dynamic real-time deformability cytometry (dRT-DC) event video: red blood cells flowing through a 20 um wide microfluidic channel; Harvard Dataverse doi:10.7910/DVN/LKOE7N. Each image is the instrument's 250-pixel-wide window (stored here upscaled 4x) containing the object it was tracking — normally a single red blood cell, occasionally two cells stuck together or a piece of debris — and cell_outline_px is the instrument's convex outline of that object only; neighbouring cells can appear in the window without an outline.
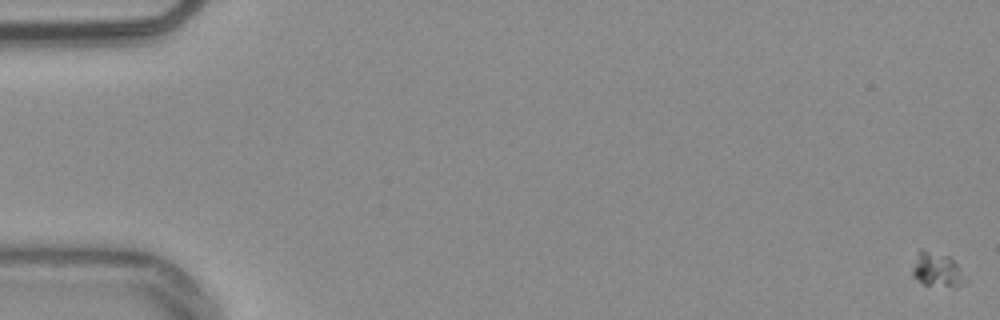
{"species": "common noctule bat (a hibernating species)", "species_latin": "Nyctalus noctula", "temperature_condition": "warm", "stored_images_in_passage": 57, "camera_frame_rate_fps": 3000, "um_per_image_px": 0.085, "animal": {"sex": "male", "body_mass_g": 20.4}, "frame": {"image": 1, "passage_image": 1, "time_ms": 0.0, "image_size_px": [1000, 320], "cell_outline_px": [[968, 280], [964, 284], [956, 288], [952, 288], [924, 284], [912, 276], [912, 268], [920, 248], [948, 256], [968, 276]], "centroid_in_image_um": [79.71, 22.97], "position_along_channel_um": 5.3, "area_um2": 10.81}}
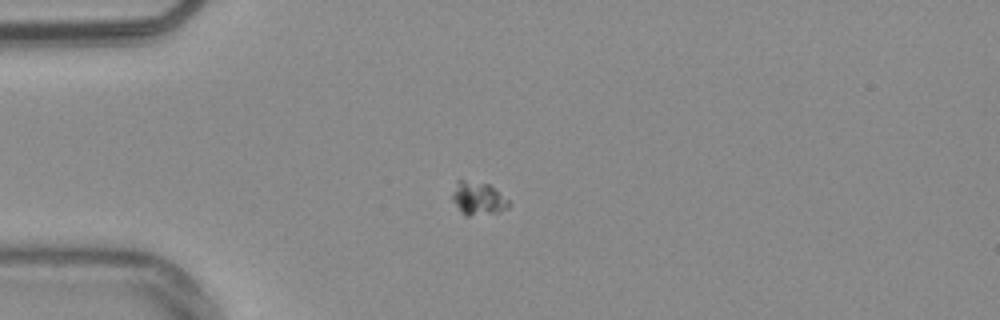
{"frame": {"image": 2, "passage_image": 16, "time_ms": 5.0, "image_size_px": [1000, 320], "cell_outline_px": [[512, 204], [508, 208], [500, 212], [468, 216], [464, 216], [460, 212], [452, 200], [452, 192], [456, 180], [464, 180], [488, 184], [508, 200]], "centroid_in_image_um": [40.61, 16.89], "position_along_channel_um": 44.4, "area_um2": 10.98}}
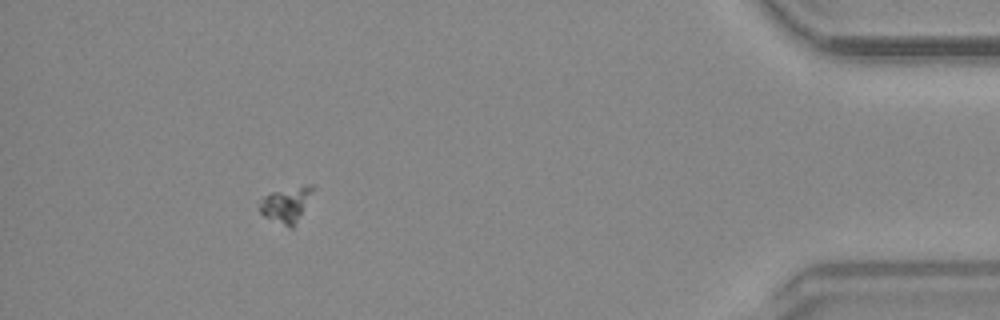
{"frame": {"image": 3, "passage_image": 52, "time_ms": 17.0, "image_size_px": [1000, 320], "cell_outline_px": [[312, 188], [292, 228], [288, 228], [264, 216], [260, 212], [260, 200], [264, 196], [272, 192], [312, 184]], "centroid_in_image_um": [24.22, 17.41], "position_along_channel_um": 411.0, "area_um2": 10.06}, "authors_computed_cell_mechanics": {"area_um2": 10.2884, "velocity_mm_per_s": 3.7087, "shape_relaxation_time_tau1_ms": 2.4215, "shape_relaxation_time_tau2_ms": null, "deformation_change_tau1": 0.0925, "deformation_change_tau2": null}}